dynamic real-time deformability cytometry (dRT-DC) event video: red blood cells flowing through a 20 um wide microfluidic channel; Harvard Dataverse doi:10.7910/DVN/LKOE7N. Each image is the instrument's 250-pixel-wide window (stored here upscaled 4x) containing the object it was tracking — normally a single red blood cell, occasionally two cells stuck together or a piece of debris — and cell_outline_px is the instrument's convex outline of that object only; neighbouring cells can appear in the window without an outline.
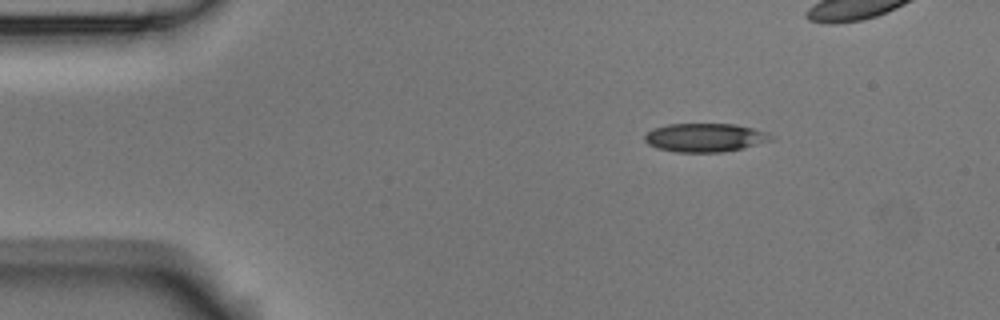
{"species": "Egyptian fruit bat (a non-hibernating species)", "species_latin": "Rousettus aegyptiacus", "temperature_condition": "room temperature", "stored_images_in_passage": 5, "camera_frame_rate_fps": 3000, "um_per_image_px": 0.085, "animal": {"sex": "male"}, "frame": {"image": 1, "passage_image": 2, "time_ms": 0.333, "image_size_px": [1000, 320], "cell_outline_px": [[772, 140], [744, 148], [724, 152], [676, 152], [656, 148], [648, 144], [644, 140], [644, 136], [652, 128], [668, 124], [736, 124], [768, 132], [772, 136]], "centroid_in_image_um": [59.91, 11.69], "position_along_channel_um": 25.1, "area_um2": 21.15}}